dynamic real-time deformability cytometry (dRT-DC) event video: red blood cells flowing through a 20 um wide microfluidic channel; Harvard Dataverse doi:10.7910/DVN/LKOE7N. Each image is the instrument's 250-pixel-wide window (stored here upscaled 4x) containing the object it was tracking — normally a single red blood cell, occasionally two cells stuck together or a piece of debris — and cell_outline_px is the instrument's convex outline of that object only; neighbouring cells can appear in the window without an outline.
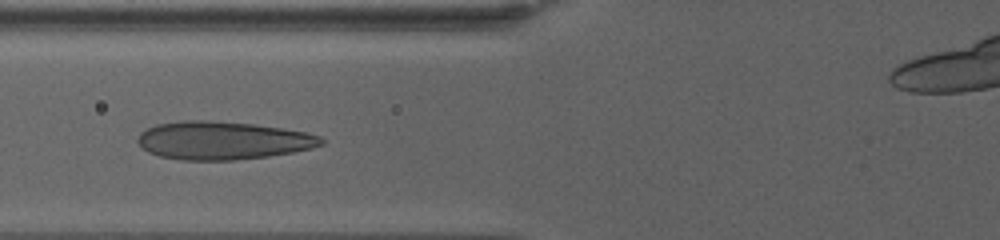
{"species": "human", "species_latin": "Homo sapiens", "temperature_condition": "warm", "stored_images_in_passage": 44, "camera_frame_rate_fps": 3000, "um_per_image_px": 0.085, "donor": {"sex": "female"}, "frame": {"image": 1, "passage_image": 5, "time_ms": 1.333, "image_size_px": [1000, 240], "cell_outline_px": [[324, 144], [312, 148], [292, 152], [268, 156], [236, 160], [180, 160], [160, 156], [148, 152], [140, 148], [136, 140], [140, 132], [156, 124], [184, 120], [200, 120], [252, 124], [280, 128], [304, 132], [320, 136], [324, 140]], "centroid_in_image_um": [18.88, 11.95], "position_along_channel_um": 106.9, "area_um2": 40.69}}
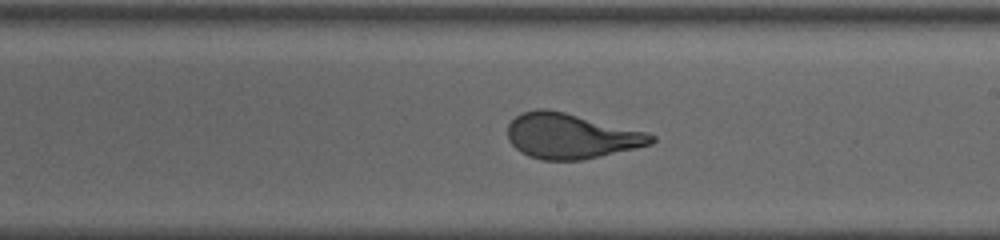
{"frame": {"image": 2, "passage_image": 19, "time_ms": 6.0, "image_size_px": [1000, 240], "cell_outline_px": [[656, 140], [652, 144], [600, 156], [580, 160], [544, 160], [528, 156], [520, 152], [508, 140], [508, 124], [520, 112], [536, 108], [548, 108], [648, 132], [656, 136]], "centroid_in_image_um": [48.52, 11.55], "position_along_channel_um": 240.5, "area_um2": 37.97}}
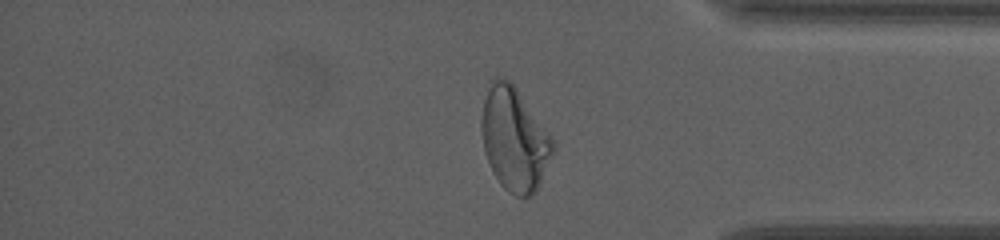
{"frame": {"image": 3, "passage_image": 36, "time_ms": 11.667, "image_size_px": [1000, 240], "cell_outline_px": [[556, 148], [540, 184], [532, 196], [516, 196], [508, 192], [500, 184], [484, 152], [480, 128], [480, 120], [484, 100], [488, 88], [492, 80], [496, 76], [504, 76], [516, 88], [556, 140]], "centroid_in_image_um": [43.74, 11.82], "position_along_channel_um": 391.5, "area_um2": 43.35}}